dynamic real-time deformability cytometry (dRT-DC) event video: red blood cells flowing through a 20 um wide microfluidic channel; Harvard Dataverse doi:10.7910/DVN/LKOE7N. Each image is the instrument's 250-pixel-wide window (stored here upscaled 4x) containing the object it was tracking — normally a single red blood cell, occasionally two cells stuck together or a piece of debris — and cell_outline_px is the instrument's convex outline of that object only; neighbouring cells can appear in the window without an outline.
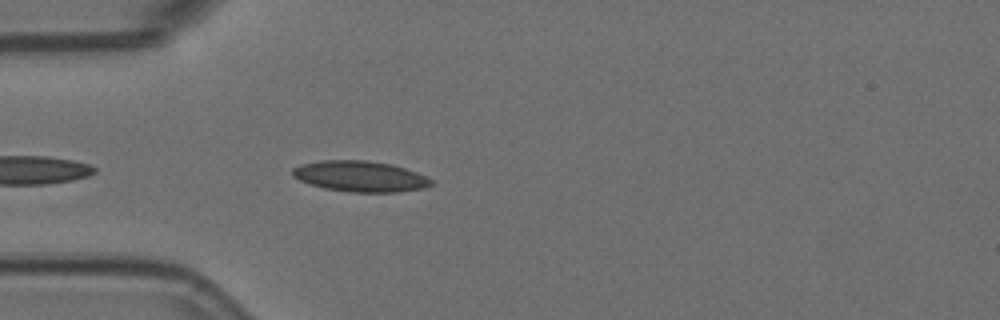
{"species": "Egyptian fruit bat (a non-hibernating species)", "species_latin": "Rousettus aegyptiacus", "temperature_condition": "room temperature", "stored_images_in_passage": 5, "camera_frame_rate_fps": 3000, "um_per_image_px": 0.085, "animal": {"sex": "female"}, "frame": {"image": 1, "passage_image": 5, "time_ms": 1.333, "image_size_px": [1000, 320], "cell_outline_px": [[436, 184], [424, 188], [400, 192], [352, 192], [324, 188], [308, 184], [292, 176], [292, 168], [300, 164], [320, 160], [368, 160], [392, 164], [416, 172], [432, 180]], "centroid_in_image_um": [30.61, 14.99], "position_along_channel_um": 54.4, "area_um2": 25.09}}